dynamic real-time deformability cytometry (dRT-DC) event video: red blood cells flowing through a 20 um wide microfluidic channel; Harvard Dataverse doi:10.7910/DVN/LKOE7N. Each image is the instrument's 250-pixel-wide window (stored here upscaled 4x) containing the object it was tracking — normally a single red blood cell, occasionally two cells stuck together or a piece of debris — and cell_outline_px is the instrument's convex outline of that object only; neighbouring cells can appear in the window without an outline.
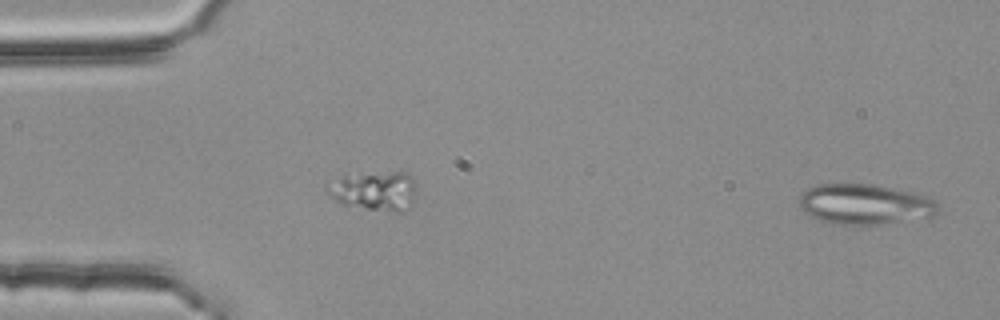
{"species": "common noctule bat (a hibernating species)", "species_latin": "Nyctalus noctula", "temperature_condition": "room temperature", "stored_images_in_passage": 53, "camera_frame_rate_fps": 3000, "um_per_image_px": 0.085, "animal": {"sex": "female", "body_mass_g": 25.1}, "frame": {"image": 1, "passage_image": 2, "time_ms": 0.333, "image_size_px": [1000, 320], "cell_outline_px": [[940, 208], [932, 216], [876, 224], [832, 224], [820, 220], [804, 212], [800, 208], [800, 192], [816, 184], [868, 184], [912, 192], [928, 196], [936, 200]], "centroid_in_image_um": [73.48, 17.35], "position_along_channel_um": 11.5, "area_um2": 32.37}}
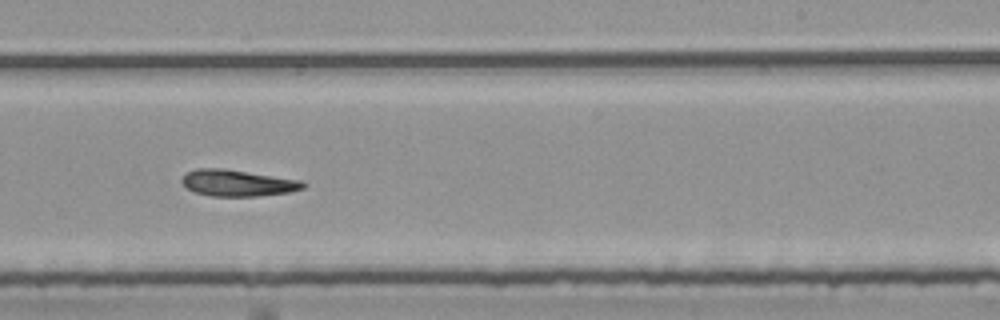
{"frame": {"image": 2, "passage_image": 33, "time_ms": 10.667, "image_size_px": [1000, 320], "cell_outline_px": [[308, 184], [304, 188], [288, 192], [260, 196], [208, 196], [196, 192], [188, 188], [180, 180], [188, 172], [196, 168], [224, 168], [300, 180]], "centroid_in_image_um": [20.21, 15.55], "position_along_channel_um": 268.8, "area_um2": 18.61}}
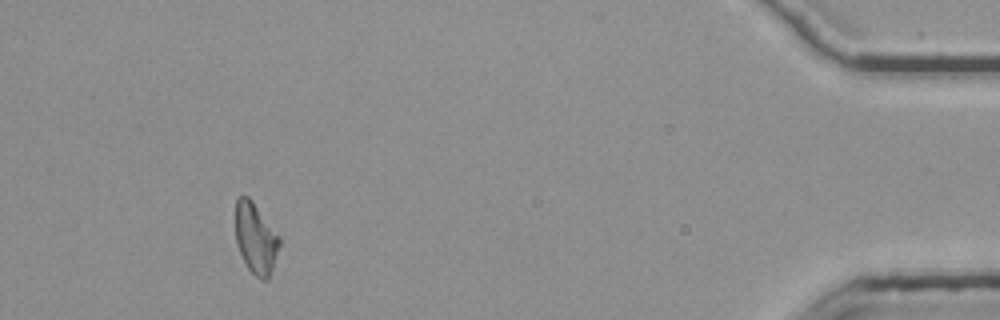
{"frame": {"image": 3, "passage_image": 50, "time_ms": 16.333, "image_size_px": [1000, 320], "cell_outline_px": [[280, 244], [268, 280], [260, 280], [248, 268], [236, 244], [236, 200], [240, 196], [248, 196], [252, 200], [280, 236]], "centroid_in_image_um": [21.74, 20.25], "position_along_channel_um": 413.5, "area_um2": 17.98}, "authors_computed_cell_mechanics": {"area_um2": 18.9006, "velocity_mm_per_s": 3.7815, "shape_relaxation_time_tau1_ms": 10.7427, "shape_relaxation_time_tau2_ms": null, "deformation_change_tau1": 0.1871, "deformation_change_tau2": null}}